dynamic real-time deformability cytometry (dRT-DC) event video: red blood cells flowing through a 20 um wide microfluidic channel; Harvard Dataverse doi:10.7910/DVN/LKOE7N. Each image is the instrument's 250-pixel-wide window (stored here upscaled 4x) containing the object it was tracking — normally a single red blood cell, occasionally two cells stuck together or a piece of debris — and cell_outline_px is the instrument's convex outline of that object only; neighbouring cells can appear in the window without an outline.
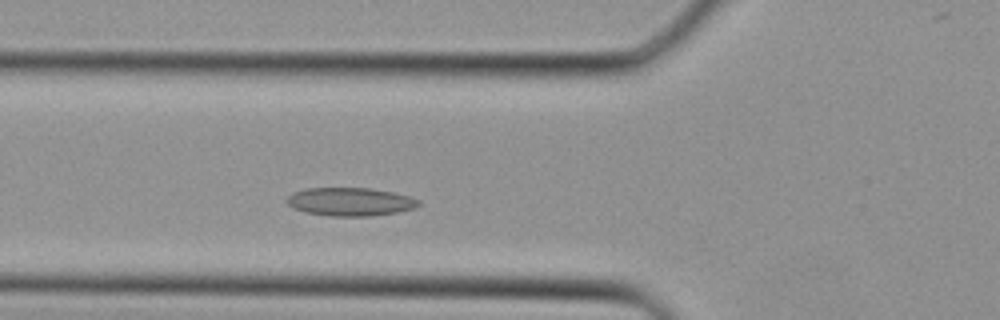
{"species": "Egyptian fruit bat (a non-hibernating species)", "species_latin": "Rousettus aegyptiacus", "temperature_condition": "cold", "stored_images_in_passage": 12, "camera_frame_rate_fps": 3000, "um_per_image_px": 0.085, "animal": {"sex": "female"}, "frame": {"image": 1, "passage_image": 7, "time_ms": 2.0, "image_size_px": [1000, 320], "cell_outline_px": [[420, 204], [412, 208], [396, 212], [372, 216], [328, 216], [304, 212], [292, 208], [284, 200], [292, 192], [308, 188], [372, 188], [412, 196], [420, 200]], "centroid_in_image_um": [29.73, 17.14], "position_along_channel_um": 96.1, "area_um2": 21.91}}
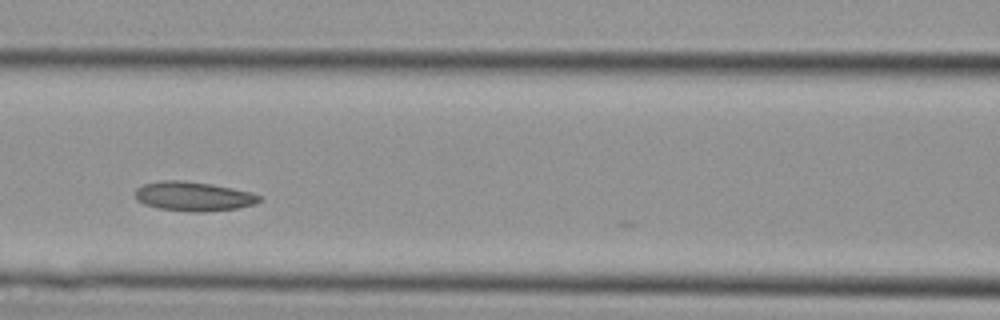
{"frame": {"image": 2, "passage_image": 10, "time_ms": 3.0, "image_size_px": [1000, 320], "cell_outline_px": [[260, 200], [256, 204], [236, 208], [204, 212], [196, 212], [160, 208], [144, 204], [136, 200], [136, 188], [144, 184], [160, 180], [184, 180], [212, 184], [252, 192], [260, 196]], "centroid_in_image_um": [16.44, 16.68], "position_along_channel_um": 150.2, "area_um2": 21.15}}